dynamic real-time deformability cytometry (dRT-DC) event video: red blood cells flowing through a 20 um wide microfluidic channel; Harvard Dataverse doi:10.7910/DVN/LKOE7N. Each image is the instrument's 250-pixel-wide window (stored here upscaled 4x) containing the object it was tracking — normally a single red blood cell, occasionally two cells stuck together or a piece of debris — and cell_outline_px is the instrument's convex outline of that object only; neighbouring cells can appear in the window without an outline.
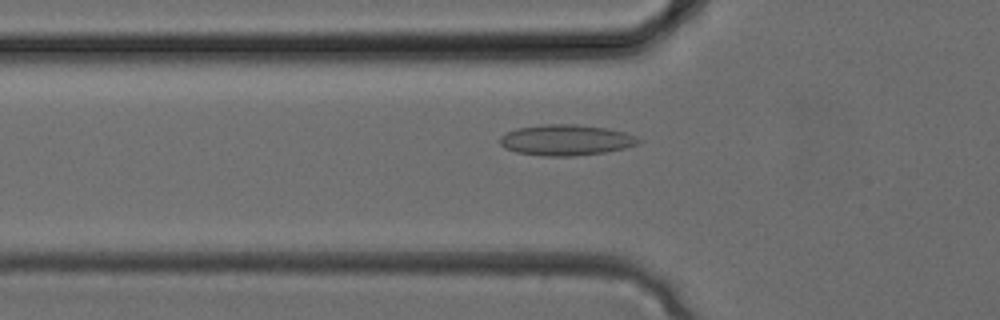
{"species": "common noctule bat (a hibernating species)", "species_latin": "Nyctalus noctula", "temperature_condition": "cold", "stored_images_in_passage": 33, "camera_frame_rate_fps": 3000, "um_per_image_px": 0.085, "animal": {"sex": "female", "body_mass_g": 24.6, "forearm_length_mm": 56.2}, "frame": {"image": 1, "passage_image": 11, "time_ms": 3.333, "image_size_px": [1000, 320], "cell_outline_px": [[644, 140], [640, 144], [624, 148], [604, 152], [572, 156], [544, 156], [516, 152], [504, 148], [500, 144], [500, 136], [516, 128], [544, 124], [576, 124], [608, 128], [624, 132], [636, 136]], "centroid_in_image_um": [48.13, 11.9], "position_along_channel_um": 77.7, "area_um2": 25.03}}
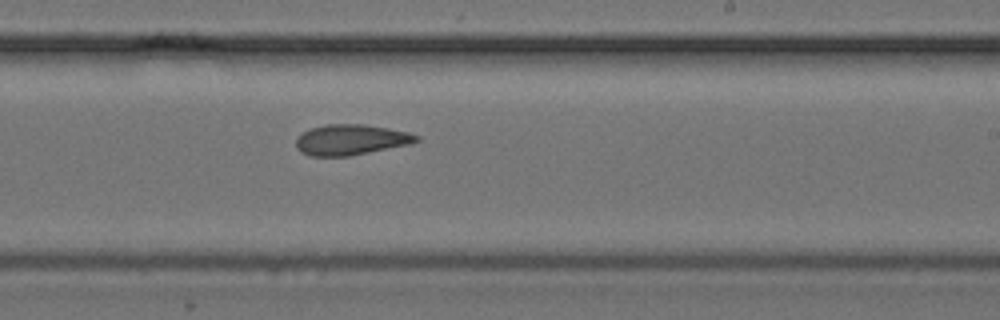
{"frame": {"image": 2, "passage_image": 20, "time_ms": 6.333, "image_size_px": [1000, 320], "cell_outline_px": [[420, 140], [412, 144], [348, 156], [308, 156], [300, 152], [296, 148], [296, 136], [312, 128], [324, 124], [360, 124], [388, 128], [408, 132], [420, 136]], "centroid_in_image_um": [29.82, 11.88], "position_along_channel_um": 259.2, "area_um2": 21.56}}
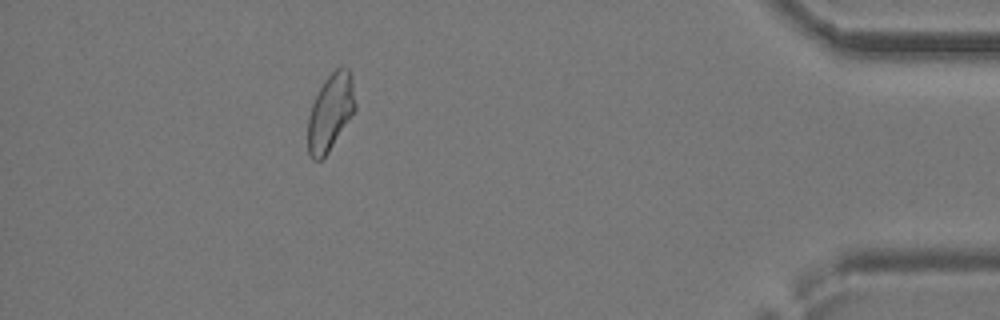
{"frame": {"image": 3, "passage_image": 30, "time_ms": 9.667, "image_size_px": [1000, 320], "cell_outline_px": [[356, 108], [328, 152], [320, 160], [312, 160], [308, 152], [308, 116], [312, 104], [324, 80], [336, 68], [348, 68], [352, 72], [356, 104]], "centroid_in_image_um": [28.09, 9.51], "position_along_channel_um": 407.1, "area_um2": 21.04}}